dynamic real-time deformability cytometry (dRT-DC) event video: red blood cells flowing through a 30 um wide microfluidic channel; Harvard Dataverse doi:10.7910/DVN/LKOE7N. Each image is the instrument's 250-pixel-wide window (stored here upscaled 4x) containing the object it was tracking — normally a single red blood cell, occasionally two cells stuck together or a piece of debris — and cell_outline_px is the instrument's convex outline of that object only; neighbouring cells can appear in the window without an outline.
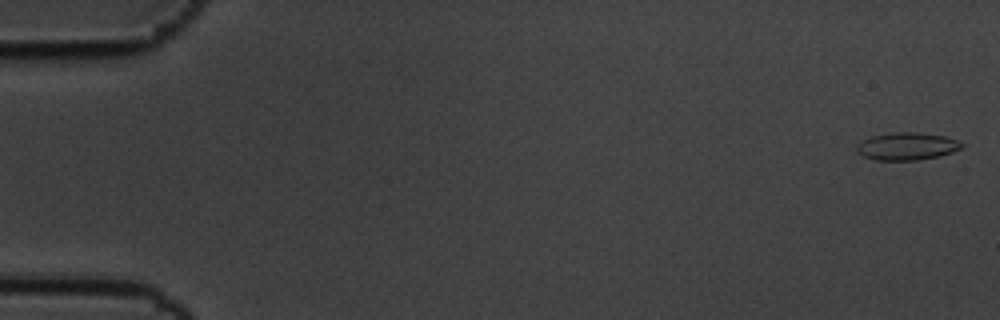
{"species": "common noctule bat (a hibernating species)", "species_latin": "Nyctalus noctula", "temperature_condition": "cold", "stored_images_in_passage": 8, "camera_frame_rate_fps": 3000, "um_per_image_px": 0.085, "animal": {"sex": "male", "body_mass_g": 19.5, "forearm_length_mm": 54.6}, "frame": {"image": 1, "passage_image": 1, "time_ms": 0.0, "image_size_px": [1000, 320], "cell_outline_px": [[964, 148], [952, 152], [936, 156], [916, 160], [872, 160], [856, 152], [856, 148], [864, 140], [872, 136], [892, 132], [916, 132], [944, 136], [956, 140], [964, 144]], "centroid_in_image_um": [77.09, 12.43], "position_along_channel_um": 7.9, "area_um2": 16.7}}
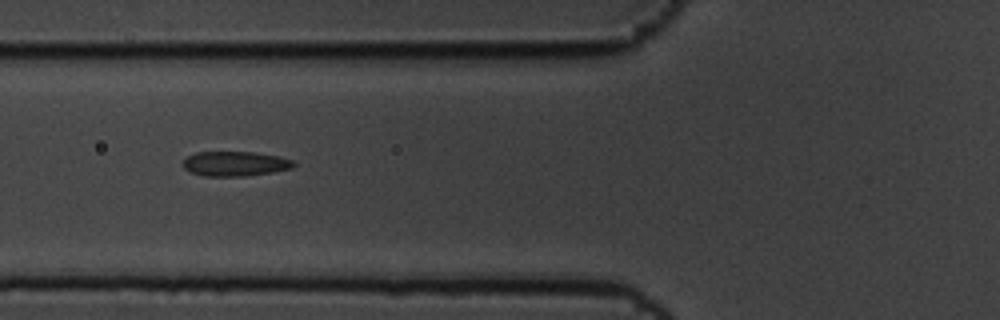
{"frame": {"image": 2, "passage_image": 7, "time_ms": 2.0, "image_size_px": [1000, 320], "cell_outline_px": [[296, 164], [292, 168], [272, 172], [244, 176], [204, 176], [192, 172], [184, 168], [184, 160], [188, 156], [196, 152], [252, 152], [276, 156], [292, 160]], "centroid_in_image_um": [19.98, 13.92], "position_along_channel_um": 105.8, "area_um2": 15.72}}
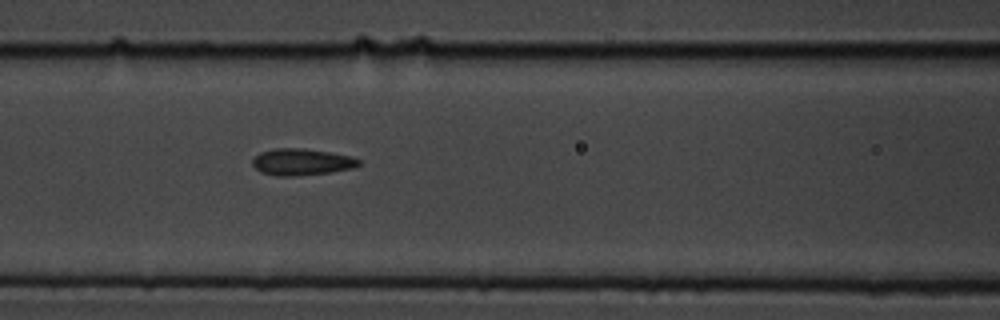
{"frame": {"image": 3, "passage_image": 8, "time_ms": 2.333, "image_size_px": [1000, 320], "cell_outline_px": [[360, 164], [352, 168], [332, 172], [296, 176], [276, 176], [260, 172], [252, 164], [252, 160], [260, 152], [276, 148], [300, 148], [328, 152], [352, 156], [360, 160]], "centroid_in_image_um": [25.63, 13.77], "position_along_channel_um": 141.0, "area_um2": 16.47}}